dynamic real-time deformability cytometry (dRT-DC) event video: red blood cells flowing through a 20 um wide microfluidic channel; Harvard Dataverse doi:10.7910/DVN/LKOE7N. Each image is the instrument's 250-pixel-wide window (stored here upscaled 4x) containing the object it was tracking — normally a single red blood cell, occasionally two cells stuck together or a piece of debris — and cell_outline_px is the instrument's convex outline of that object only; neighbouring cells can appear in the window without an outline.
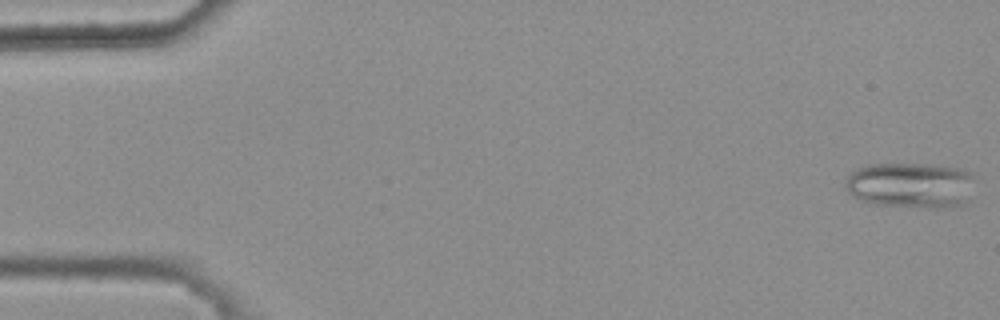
{"species": "common noctule bat (a hibernating species)", "species_latin": "Nyctalus noctula", "temperature_condition": "warm", "stored_images_in_passage": 10, "camera_frame_rate_fps": 3000, "um_per_image_px": 0.085, "animal": {"sex": "female", "body_mass_g": 25.1}, "frame": {"image": 1, "passage_image": 1, "time_ms": 0.0, "image_size_px": [1000, 320], "cell_outline_px": [[972, 176], [964, 200], [956, 204], [936, 208], [932, 208], [876, 204], [864, 200], [848, 192], [844, 184], [848, 176], [852, 172], [868, 164], [932, 164], [960, 168], [968, 172]], "centroid_in_image_um": [77.32, 15.71], "position_along_channel_um": 7.7, "area_um2": 33.35}}